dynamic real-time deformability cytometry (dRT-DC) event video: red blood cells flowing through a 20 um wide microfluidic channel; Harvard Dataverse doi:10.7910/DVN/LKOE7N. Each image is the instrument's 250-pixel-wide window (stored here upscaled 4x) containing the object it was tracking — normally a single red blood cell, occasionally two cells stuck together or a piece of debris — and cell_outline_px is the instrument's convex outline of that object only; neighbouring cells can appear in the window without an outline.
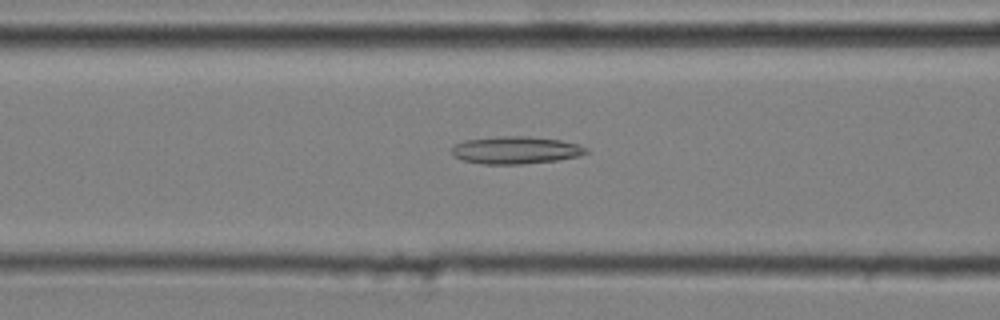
{"species": "common noctule bat (a hibernating species)", "species_latin": "Nyctalus noctula", "temperature_condition": "cold", "stored_images_in_passage": 35, "camera_frame_rate_fps": 3000, "um_per_image_px": 0.085, "animal": {"sex": "male", "body_mass_g": 20.4}, "frame": {"image": 1, "passage_image": 6, "time_ms": 1.667, "image_size_px": [1000, 320], "cell_outline_px": [[588, 152], [580, 156], [560, 160], [524, 164], [484, 164], [464, 160], [452, 156], [452, 148], [456, 144], [464, 140], [500, 136], [528, 136], [560, 140], [576, 144], [588, 148]], "centroid_in_image_um": [43.85, 12.76], "position_along_channel_um": 122.7, "area_um2": 21.56}}
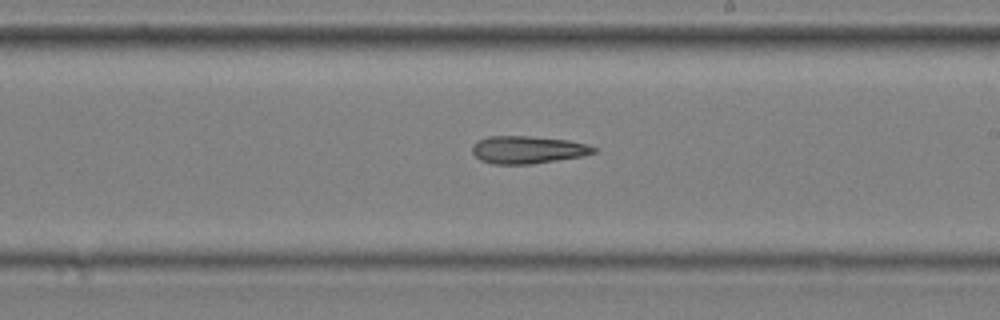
{"frame": {"image": 2, "passage_image": 16, "time_ms": 5.0, "image_size_px": [1000, 320], "cell_outline_px": [[596, 152], [584, 156], [532, 164], [492, 164], [480, 160], [472, 152], [472, 144], [476, 140], [488, 136], [528, 136], [568, 140], [588, 144], [596, 148]], "centroid_in_image_um": [44.84, 12.73], "position_along_channel_um": 244.2, "area_um2": 19.71}}
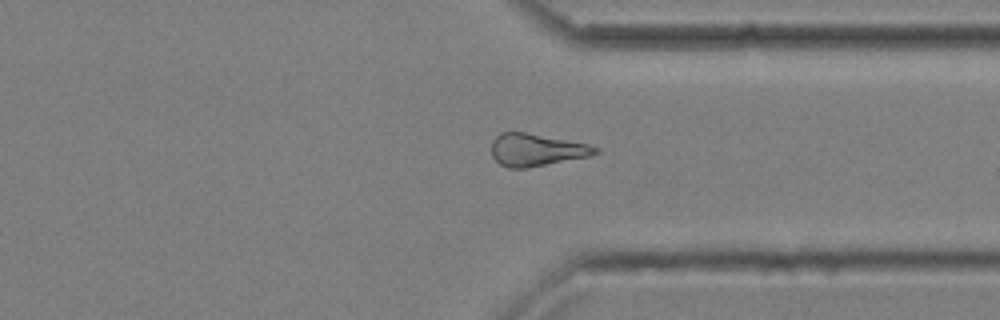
{"frame": {"image": 3, "passage_image": 26, "time_ms": 8.333, "image_size_px": [1000, 320], "cell_outline_px": [[600, 152], [588, 156], [524, 168], [508, 168], [500, 164], [492, 156], [492, 140], [500, 132], [524, 132], [588, 144], [600, 148]], "centroid_in_image_um": [45.57, 12.73], "position_along_channel_um": 365.8, "area_um2": 19.31}, "authors_computed_cell_mechanics": {"area_um2": 19.8254, "velocity_mm_per_s": 3.6466, "shape_relaxation_time_tau1_ms": null, "shape_relaxation_time_tau2_ms": 6.2346, "deformation_change_tau1": null, "deformation_change_tau2": 0.1703}}